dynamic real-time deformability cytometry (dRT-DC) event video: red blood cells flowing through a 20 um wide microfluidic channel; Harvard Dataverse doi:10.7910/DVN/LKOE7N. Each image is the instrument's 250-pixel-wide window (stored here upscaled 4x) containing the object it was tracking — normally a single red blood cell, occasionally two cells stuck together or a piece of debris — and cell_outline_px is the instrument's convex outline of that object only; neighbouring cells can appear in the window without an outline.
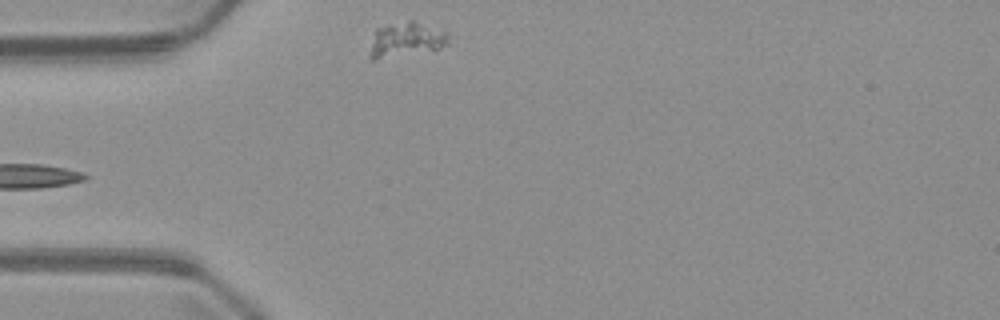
{"species": "common noctule bat (a hibernating species)", "species_latin": "Nyctalus noctula", "temperature_condition": "warm", "stored_images_in_passage": 4, "camera_frame_rate_fps": 3000, "um_per_image_px": 0.085, "animal": {"sex": "male", "body_mass_g": 23.1, "forearm_length_mm": 52.7}, "frame": {"image": 1, "passage_image": 4, "time_ms": 3.667, "image_size_px": [1000, 320], "cell_outline_px": [[448, 44], [440, 48], [376, 60], [372, 60], [372, 44], [376, 28], [388, 24], [412, 20], [416, 20], [448, 32]], "centroid_in_image_um": [34.56, 3.33], "position_along_channel_um": 50.4, "area_um2": 15.66}}